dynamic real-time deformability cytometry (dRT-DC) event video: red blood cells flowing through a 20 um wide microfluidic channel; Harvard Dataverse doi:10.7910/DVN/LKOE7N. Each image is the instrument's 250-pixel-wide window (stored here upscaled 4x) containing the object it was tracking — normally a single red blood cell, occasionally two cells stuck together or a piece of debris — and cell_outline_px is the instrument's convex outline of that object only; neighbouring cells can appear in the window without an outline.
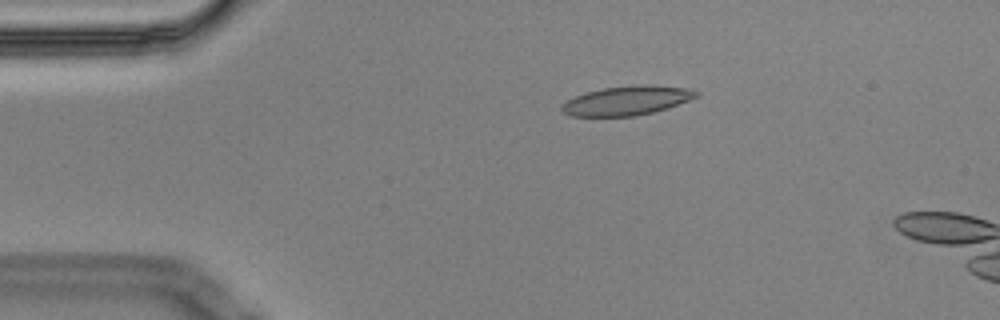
{"species": "Egyptian fruit bat (a non-hibernating species)", "species_latin": "Rousettus aegyptiacus", "temperature_condition": "cold", "stored_images_in_passage": 5, "camera_frame_rate_fps": 3000, "um_per_image_px": 0.085, "animal": {"sex": "male"}, "frame": {"image": 1, "passage_image": 3, "time_ms": 0.667, "image_size_px": [1000, 320], "cell_outline_px": [[700, 96], [668, 108], [636, 116], [572, 116], [564, 112], [560, 108], [560, 104], [576, 96], [588, 92], [604, 88], [632, 84], [648, 84], [688, 88], [700, 92]], "centroid_in_image_um": [53.33, 8.54], "position_along_channel_um": 31.7, "area_um2": 23.0}}